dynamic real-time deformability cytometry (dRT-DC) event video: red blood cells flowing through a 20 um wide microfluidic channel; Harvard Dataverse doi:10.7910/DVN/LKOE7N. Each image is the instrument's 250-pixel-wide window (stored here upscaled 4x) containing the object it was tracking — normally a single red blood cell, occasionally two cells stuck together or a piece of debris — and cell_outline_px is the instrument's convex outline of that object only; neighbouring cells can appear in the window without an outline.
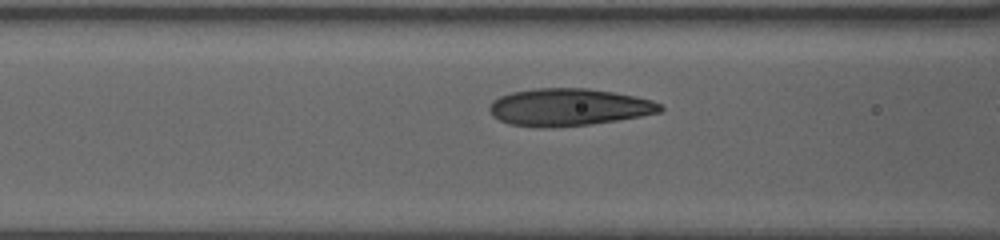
{"species": "human", "species_latin": "Homo sapiens", "temperature_condition": "warm", "stored_images_in_passage": 13, "camera_frame_rate_fps": 3000, "um_per_image_px": 0.085, "donor": {"sex": "female"}, "frame": {"image": 1, "passage_image": 11, "time_ms": 3.333, "image_size_px": [1000, 240], "cell_outline_px": [[664, 108], [660, 112], [640, 116], [592, 124], [548, 128], [540, 128], [508, 124], [492, 116], [488, 108], [492, 100], [500, 96], [512, 92], [536, 88], [588, 88], [636, 96], [652, 100], [660, 104]], "centroid_in_image_um": [48.3, 9.11], "position_along_channel_um": 118.3, "area_um2": 37.28}}